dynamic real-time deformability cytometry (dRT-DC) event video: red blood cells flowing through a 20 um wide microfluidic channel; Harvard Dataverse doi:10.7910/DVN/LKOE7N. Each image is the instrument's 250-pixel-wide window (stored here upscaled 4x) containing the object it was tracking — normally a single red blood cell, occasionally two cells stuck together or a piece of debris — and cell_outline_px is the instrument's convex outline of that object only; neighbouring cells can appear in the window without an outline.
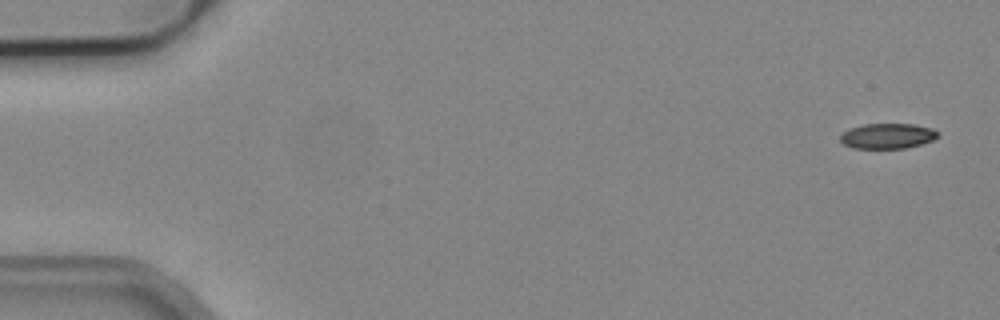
{"species": "common noctule bat (a hibernating species)", "species_latin": "Nyctalus noctula", "temperature_condition": "cold", "stored_images_in_passage": 5, "camera_frame_rate_fps": 3000, "um_per_image_px": 0.085, "animal": {"sex": "male", "body_mass_g": 19.2, "forearm_length_mm": 51.8}, "frame": {"image": 1, "passage_image": 1, "time_ms": 0.0, "image_size_px": [1000, 320], "cell_outline_px": [[940, 136], [932, 140], [920, 144], [904, 148], [852, 148], [844, 144], [840, 140], [840, 136], [848, 128], [864, 124], [916, 124], [932, 128], [940, 132]], "centroid_in_image_um": [75.46, 11.55], "position_along_channel_um": 9.5, "area_um2": 14.45}}
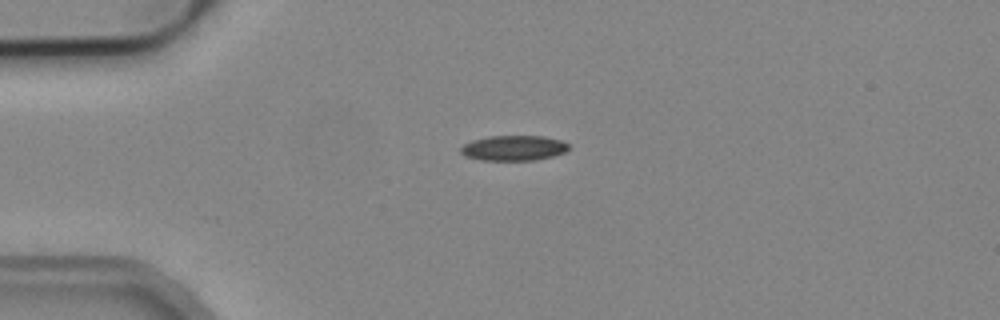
{"frame": {"image": 2, "passage_image": 4, "time_ms": 1.0, "image_size_px": [1000, 320], "cell_outline_px": [[568, 148], [564, 152], [552, 156], [532, 160], [480, 160], [464, 156], [460, 152], [460, 148], [464, 144], [472, 140], [488, 136], [544, 136], [560, 140], [568, 144]], "centroid_in_image_um": [43.61, 12.58], "position_along_channel_um": 41.4, "area_um2": 15.78}}